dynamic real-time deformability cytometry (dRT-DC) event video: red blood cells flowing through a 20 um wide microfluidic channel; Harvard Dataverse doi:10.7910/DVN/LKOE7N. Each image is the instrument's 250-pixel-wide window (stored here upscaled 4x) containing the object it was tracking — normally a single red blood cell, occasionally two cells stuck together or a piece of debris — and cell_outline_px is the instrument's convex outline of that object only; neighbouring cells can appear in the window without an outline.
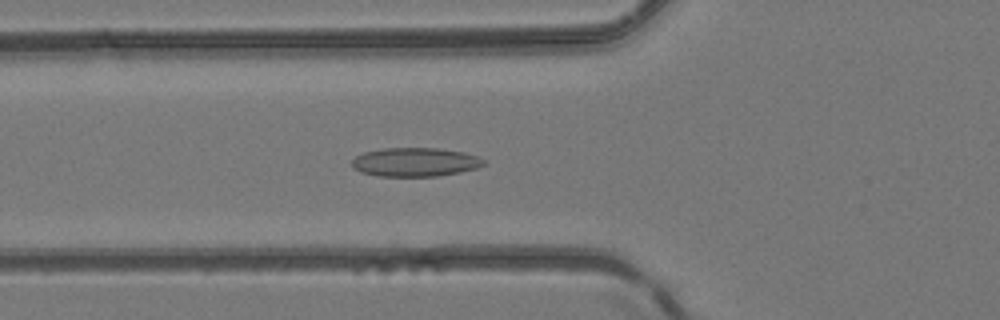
{"species": "common noctule bat (a hibernating species)", "species_latin": "Nyctalus noctula", "temperature_condition": "room temperature", "stored_images_in_passage": 35, "camera_frame_rate_fps": 3000, "um_per_image_px": 0.085, "animal": {"sex": "female", "body_mass_g": 24.6, "forearm_length_mm": 56.2}, "frame": {"image": 1, "passage_image": 6, "time_ms": 1.667, "image_size_px": [1000, 320], "cell_outline_px": [[484, 164], [476, 168], [460, 172], [440, 176], [376, 176], [360, 172], [352, 168], [352, 160], [356, 156], [364, 152], [384, 148], [436, 148], [464, 152], [476, 156], [484, 160]], "centroid_in_image_um": [35.25, 13.78], "position_along_channel_um": 90.6, "area_um2": 22.14}}
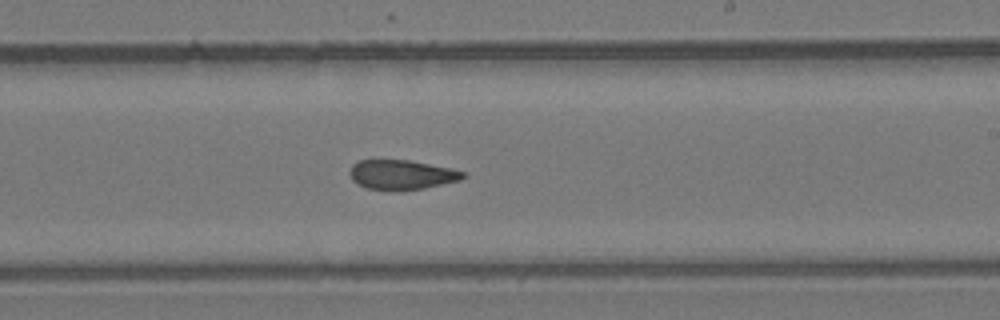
{"frame": {"image": 2, "passage_image": 17, "time_ms": 5.333, "image_size_px": [1000, 320], "cell_outline_px": [[468, 176], [460, 180], [424, 188], [368, 188], [356, 184], [352, 180], [348, 172], [352, 164], [360, 160], [408, 160], [452, 168], [464, 172]], "centroid_in_image_um": [34.14, 14.81], "position_along_channel_um": 254.9, "area_um2": 19.07}}
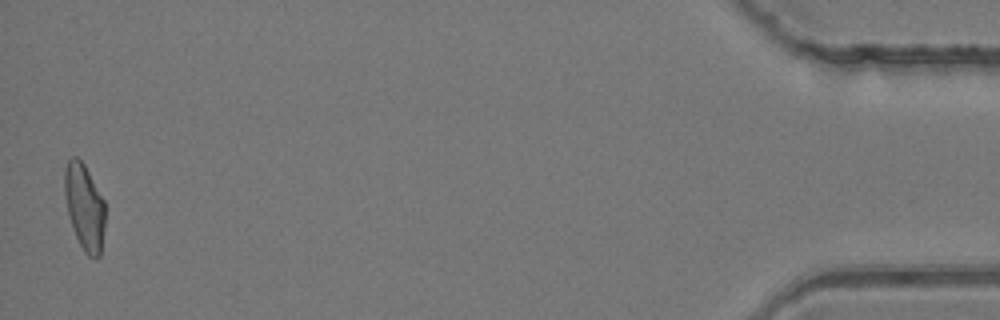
{"frame": {"image": 3, "passage_image": 35, "time_ms": 11.333, "image_size_px": [1000, 320], "cell_outline_px": [[104, 228], [100, 256], [96, 260], [88, 256], [84, 252], [72, 228], [68, 212], [64, 192], [64, 168], [68, 160], [72, 156], [76, 156], [84, 164], [104, 200]], "centroid_in_image_um": [7.17, 17.6], "position_along_channel_um": 428.0, "area_um2": 20.35}}